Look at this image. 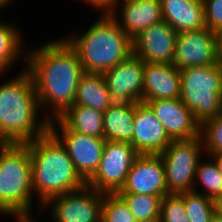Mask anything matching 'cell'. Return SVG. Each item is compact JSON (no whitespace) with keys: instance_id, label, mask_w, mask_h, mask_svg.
<instances>
[{"instance_id":"obj_1","label":"cell","mask_w":222,"mask_h":222,"mask_svg":"<svg viewBox=\"0 0 222 222\" xmlns=\"http://www.w3.org/2000/svg\"><path fill=\"white\" fill-rule=\"evenodd\" d=\"M31 47L27 50L26 69L32 77L42 115L51 121L73 105L84 69L78 53L64 37Z\"/></svg>"},{"instance_id":"obj_2","label":"cell","mask_w":222,"mask_h":222,"mask_svg":"<svg viewBox=\"0 0 222 222\" xmlns=\"http://www.w3.org/2000/svg\"><path fill=\"white\" fill-rule=\"evenodd\" d=\"M14 76L0 82L1 144H26L49 131L50 120L39 115L42 110L26 64Z\"/></svg>"},{"instance_id":"obj_3","label":"cell","mask_w":222,"mask_h":222,"mask_svg":"<svg viewBox=\"0 0 222 222\" xmlns=\"http://www.w3.org/2000/svg\"><path fill=\"white\" fill-rule=\"evenodd\" d=\"M30 153L32 188L39 211L51 198L80 190L86 182L77 173L61 142L48 131L25 144Z\"/></svg>"},{"instance_id":"obj_4","label":"cell","mask_w":222,"mask_h":222,"mask_svg":"<svg viewBox=\"0 0 222 222\" xmlns=\"http://www.w3.org/2000/svg\"><path fill=\"white\" fill-rule=\"evenodd\" d=\"M99 16L85 32L64 36L78 53L86 73H104L133 54V40L112 16L104 11Z\"/></svg>"},{"instance_id":"obj_5","label":"cell","mask_w":222,"mask_h":222,"mask_svg":"<svg viewBox=\"0 0 222 222\" xmlns=\"http://www.w3.org/2000/svg\"><path fill=\"white\" fill-rule=\"evenodd\" d=\"M31 158L25 144H0V215L33 221Z\"/></svg>"},{"instance_id":"obj_6","label":"cell","mask_w":222,"mask_h":222,"mask_svg":"<svg viewBox=\"0 0 222 222\" xmlns=\"http://www.w3.org/2000/svg\"><path fill=\"white\" fill-rule=\"evenodd\" d=\"M181 101L202 124L222 113V67L220 63L180 70Z\"/></svg>"},{"instance_id":"obj_7","label":"cell","mask_w":222,"mask_h":222,"mask_svg":"<svg viewBox=\"0 0 222 222\" xmlns=\"http://www.w3.org/2000/svg\"><path fill=\"white\" fill-rule=\"evenodd\" d=\"M202 155L205 154L200 136L190 140H173L160 153L169 193L193 191L195 172Z\"/></svg>"},{"instance_id":"obj_8","label":"cell","mask_w":222,"mask_h":222,"mask_svg":"<svg viewBox=\"0 0 222 222\" xmlns=\"http://www.w3.org/2000/svg\"><path fill=\"white\" fill-rule=\"evenodd\" d=\"M138 155L128 142L106 140L98 169L86 186L104 194H116L123 187Z\"/></svg>"},{"instance_id":"obj_9","label":"cell","mask_w":222,"mask_h":222,"mask_svg":"<svg viewBox=\"0 0 222 222\" xmlns=\"http://www.w3.org/2000/svg\"><path fill=\"white\" fill-rule=\"evenodd\" d=\"M103 197L104 193L85 186L51 198L41 207V212H50L52 222H101Z\"/></svg>"},{"instance_id":"obj_10","label":"cell","mask_w":222,"mask_h":222,"mask_svg":"<svg viewBox=\"0 0 222 222\" xmlns=\"http://www.w3.org/2000/svg\"><path fill=\"white\" fill-rule=\"evenodd\" d=\"M49 131L65 147L77 173L87 182L98 169L106 140L69 130L58 118L50 121Z\"/></svg>"},{"instance_id":"obj_11","label":"cell","mask_w":222,"mask_h":222,"mask_svg":"<svg viewBox=\"0 0 222 222\" xmlns=\"http://www.w3.org/2000/svg\"><path fill=\"white\" fill-rule=\"evenodd\" d=\"M218 33L209 29L177 33L172 64L178 69L219 63Z\"/></svg>"},{"instance_id":"obj_12","label":"cell","mask_w":222,"mask_h":222,"mask_svg":"<svg viewBox=\"0 0 222 222\" xmlns=\"http://www.w3.org/2000/svg\"><path fill=\"white\" fill-rule=\"evenodd\" d=\"M113 102L142 103L144 61L132 54L102 73Z\"/></svg>"},{"instance_id":"obj_13","label":"cell","mask_w":222,"mask_h":222,"mask_svg":"<svg viewBox=\"0 0 222 222\" xmlns=\"http://www.w3.org/2000/svg\"><path fill=\"white\" fill-rule=\"evenodd\" d=\"M117 193H136L161 198L170 194L160 154H139L129 170L123 187Z\"/></svg>"},{"instance_id":"obj_14","label":"cell","mask_w":222,"mask_h":222,"mask_svg":"<svg viewBox=\"0 0 222 222\" xmlns=\"http://www.w3.org/2000/svg\"><path fill=\"white\" fill-rule=\"evenodd\" d=\"M172 140H190L200 136L201 124L194 113L177 99L146 100Z\"/></svg>"},{"instance_id":"obj_15","label":"cell","mask_w":222,"mask_h":222,"mask_svg":"<svg viewBox=\"0 0 222 222\" xmlns=\"http://www.w3.org/2000/svg\"><path fill=\"white\" fill-rule=\"evenodd\" d=\"M177 32L164 20L133 39V54L144 62L172 64Z\"/></svg>"},{"instance_id":"obj_16","label":"cell","mask_w":222,"mask_h":222,"mask_svg":"<svg viewBox=\"0 0 222 222\" xmlns=\"http://www.w3.org/2000/svg\"><path fill=\"white\" fill-rule=\"evenodd\" d=\"M104 12L109 13L132 40L151 25L163 21L160 0L110 4Z\"/></svg>"},{"instance_id":"obj_17","label":"cell","mask_w":222,"mask_h":222,"mask_svg":"<svg viewBox=\"0 0 222 222\" xmlns=\"http://www.w3.org/2000/svg\"><path fill=\"white\" fill-rule=\"evenodd\" d=\"M173 140L146 103H135L134 134L130 144L139 154H160Z\"/></svg>"},{"instance_id":"obj_18","label":"cell","mask_w":222,"mask_h":222,"mask_svg":"<svg viewBox=\"0 0 222 222\" xmlns=\"http://www.w3.org/2000/svg\"><path fill=\"white\" fill-rule=\"evenodd\" d=\"M181 74L173 64L144 62L142 102L180 98Z\"/></svg>"},{"instance_id":"obj_19","label":"cell","mask_w":222,"mask_h":222,"mask_svg":"<svg viewBox=\"0 0 222 222\" xmlns=\"http://www.w3.org/2000/svg\"><path fill=\"white\" fill-rule=\"evenodd\" d=\"M163 20L177 33L205 28L203 0H160Z\"/></svg>"},{"instance_id":"obj_20","label":"cell","mask_w":222,"mask_h":222,"mask_svg":"<svg viewBox=\"0 0 222 222\" xmlns=\"http://www.w3.org/2000/svg\"><path fill=\"white\" fill-rule=\"evenodd\" d=\"M135 103L114 102L103 112L104 139L130 143L134 134Z\"/></svg>"},{"instance_id":"obj_21","label":"cell","mask_w":222,"mask_h":222,"mask_svg":"<svg viewBox=\"0 0 222 222\" xmlns=\"http://www.w3.org/2000/svg\"><path fill=\"white\" fill-rule=\"evenodd\" d=\"M15 22L0 19V75H7L6 72L12 70V66L25 61L28 47L25 46L24 36L19 26L14 25ZM23 48V49H22ZM26 50V51H25ZM24 54V55H23ZM24 56V57H22ZM5 73V74H4Z\"/></svg>"},{"instance_id":"obj_22","label":"cell","mask_w":222,"mask_h":222,"mask_svg":"<svg viewBox=\"0 0 222 222\" xmlns=\"http://www.w3.org/2000/svg\"><path fill=\"white\" fill-rule=\"evenodd\" d=\"M114 102L110 97L102 73H86L80 77L73 105L106 111Z\"/></svg>"},{"instance_id":"obj_23","label":"cell","mask_w":222,"mask_h":222,"mask_svg":"<svg viewBox=\"0 0 222 222\" xmlns=\"http://www.w3.org/2000/svg\"><path fill=\"white\" fill-rule=\"evenodd\" d=\"M69 130L82 135L104 138L103 112L72 105L58 118Z\"/></svg>"},{"instance_id":"obj_24","label":"cell","mask_w":222,"mask_h":222,"mask_svg":"<svg viewBox=\"0 0 222 222\" xmlns=\"http://www.w3.org/2000/svg\"><path fill=\"white\" fill-rule=\"evenodd\" d=\"M204 157L199 160L197 165L193 191L201 193L217 202L222 196V176L213 159L207 155H204Z\"/></svg>"},{"instance_id":"obj_25","label":"cell","mask_w":222,"mask_h":222,"mask_svg":"<svg viewBox=\"0 0 222 222\" xmlns=\"http://www.w3.org/2000/svg\"><path fill=\"white\" fill-rule=\"evenodd\" d=\"M128 206L137 220L160 217L161 197L136 193H116Z\"/></svg>"},{"instance_id":"obj_26","label":"cell","mask_w":222,"mask_h":222,"mask_svg":"<svg viewBox=\"0 0 222 222\" xmlns=\"http://www.w3.org/2000/svg\"><path fill=\"white\" fill-rule=\"evenodd\" d=\"M185 203L186 214L190 222H211L214 213L217 211V204L207 196L188 191L179 193Z\"/></svg>"},{"instance_id":"obj_27","label":"cell","mask_w":222,"mask_h":222,"mask_svg":"<svg viewBox=\"0 0 222 222\" xmlns=\"http://www.w3.org/2000/svg\"><path fill=\"white\" fill-rule=\"evenodd\" d=\"M137 217L117 194H104L101 222H137Z\"/></svg>"},{"instance_id":"obj_28","label":"cell","mask_w":222,"mask_h":222,"mask_svg":"<svg viewBox=\"0 0 222 222\" xmlns=\"http://www.w3.org/2000/svg\"><path fill=\"white\" fill-rule=\"evenodd\" d=\"M200 137L205 155L222 152V113L201 124Z\"/></svg>"},{"instance_id":"obj_29","label":"cell","mask_w":222,"mask_h":222,"mask_svg":"<svg viewBox=\"0 0 222 222\" xmlns=\"http://www.w3.org/2000/svg\"><path fill=\"white\" fill-rule=\"evenodd\" d=\"M160 217L161 222H190L183 197L177 193L165 195L161 200Z\"/></svg>"},{"instance_id":"obj_30","label":"cell","mask_w":222,"mask_h":222,"mask_svg":"<svg viewBox=\"0 0 222 222\" xmlns=\"http://www.w3.org/2000/svg\"><path fill=\"white\" fill-rule=\"evenodd\" d=\"M205 27L210 31H222V0H203Z\"/></svg>"},{"instance_id":"obj_31","label":"cell","mask_w":222,"mask_h":222,"mask_svg":"<svg viewBox=\"0 0 222 222\" xmlns=\"http://www.w3.org/2000/svg\"><path fill=\"white\" fill-rule=\"evenodd\" d=\"M84 1L87 6L95 8L94 10L97 12L105 11L111 4L112 0H80Z\"/></svg>"},{"instance_id":"obj_32","label":"cell","mask_w":222,"mask_h":222,"mask_svg":"<svg viewBox=\"0 0 222 222\" xmlns=\"http://www.w3.org/2000/svg\"><path fill=\"white\" fill-rule=\"evenodd\" d=\"M209 156L213 159L214 163L216 164V166L218 168L219 173L222 176V152L212 154V155H209Z\"/></svg>"},{"instance_id":"obj_33","label":"cell","mask_w":222,"mask_h":222,"mask_svg":"<svg viewBox=\"0 0 222 222\" xmlns=\"http://www.w3.org/2000/svg\"><path fill=\"white\" fill-rule=\"evenodd\" d=\"M14 1L16 2V0H0V10H5L6 7H9L10 5L14 4Z\"/></svg>"},{"instance_id":"obj_34","label":"cell","mask_w":222,"mask_h":222,"mask_svg":"<svg viewBox=\"0 0 222 222\" xmlns=\"http://www.w3.org/2000/svg\"><path fill=\"white\" fill-rule=\"evenodd\" d=\"M211 222H222V214L219 211H216Z\"/></svg>"},{"instance_id":"obj_35","label":"cell","mask_w":222,"mask_h":222,"mask_svg":"<svg viewBox=\"0 0 222 222\" xmlns=\"http://www.w3.org/2000/svg\"><path fill=\"white\" fill-rule=\"evenodd\" d=\"M219 54H222V31L218 34Z\"/></svg>"},{"instance_id":"obj_36","label":"cell","mask_w":222,"mask_h":222,"mask_svg":"<svg viewBox=\"0 0 222 222\" xmlns=\"http://www.w3.org/2000/svg\"><path fill=\"white\" fill-rule=\"evenodd\" d=\"M137 222H161V217H156V218H152V219H146V220H140Z\"/></svg>"},{"instance_id":"obj_37","label":"cell","mask_w":222,"mask_h":222,"mask_svg":"<svg viewBox=\"0 0 222 222\" xmlns=\"http://www.w3.org/2000/svg\"><path fill=\"white\" fill-rule=\"evenodd\" d=\"M217 211H219L222 214V196L217 200Z\"/></svg>"},{"instance_id":"obj_38","label":"cell","mask_w":222,"mask_h":222,"mask_svg":"<svg viewBox=\"0 0 222 222\" xmlns=\"http://www.w3.org/2000/svg\"><path fill=\"white\" fill-rule=\"evenodd\" d=\"M135 1H139V0H112L111 4H119L122 2H135Z\"/></svg>"},{"instance_id":"obj_39","label":"cell","mask_w":222,"mask_h":222,"mask_svg":"<svg viewBox=\"0 0 222 222\" xmlns=\"http://www.w3.org/2000/svg\"><path fill=\"white\" fill-rule=\"evenodd\" d=\"M219 63L221 65V67H222V54H220V56H219Z\"/></svg>"},{"instance_id":"obj_40","label":"cell","mask_w":222,"mask_h":222,"mask_svg":"<svg viewBox=\"0 0 222 222\" xmlns=\"http://www.w3.org/2000/svg\"><path fill=\"white\" fill-rule=\"evenodd\" d=\"M16 222H38L37 219L33 220V221H16Z\"/></svg>"}]
</instances>
